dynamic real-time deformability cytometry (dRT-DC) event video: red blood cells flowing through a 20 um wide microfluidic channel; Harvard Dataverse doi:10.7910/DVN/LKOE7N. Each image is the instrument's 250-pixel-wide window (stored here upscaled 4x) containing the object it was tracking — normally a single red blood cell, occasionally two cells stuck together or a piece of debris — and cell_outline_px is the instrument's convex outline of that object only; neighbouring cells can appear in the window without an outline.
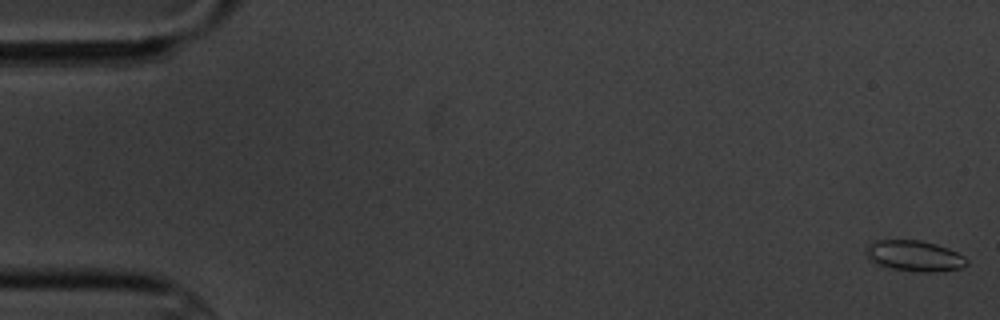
{"species": "common noctule bat (a hibernating species)", "species_latin": "Nyctalus noctula", "temperature_condition": "cold", "stored_images_in_passage": 8, "camera_frame_rate_fps": 3000, "um_per_image_px": 0.085, "animal": {"sex": "male", "body_mass_g": 20.1, "forearm_length_mm": 53.5}, "frame": {"image": 1, "passage_image": 1, "time_ms": 0.0, "image_size_px": [1000, 320], "cell_outline_px": [[968, 264], [960, 268], [936, 272], [920, 272], [892, 268], [868, 260], [864, 252], [868, 244], [872, 240], [920, 240], [936, 244], [948, 248], [964, 256], [968, 260]], "centroid_in_image_um": [77.7, 21.74], "position_along_channel_um": 7.3, "area_um2": 18.15}}
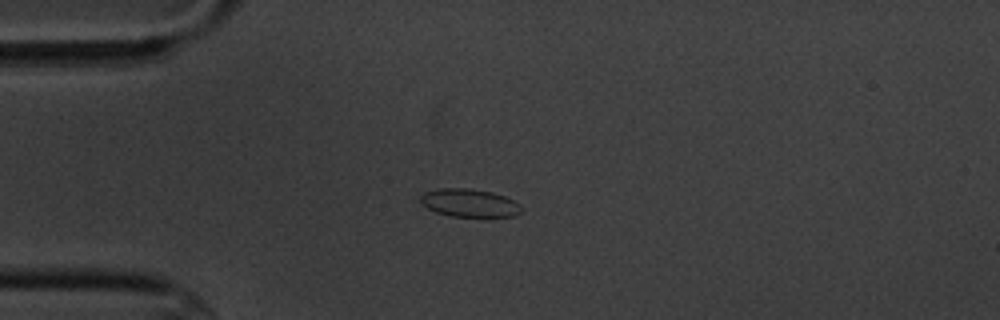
{"frame": {"image": 2, "passage_image": 5, "time_ms": 4.667, "image_size_px": [1000, 320], "cell_outline_px": [[524, 208], [520, 212], [512, 216], [452, 216], [436, 212], [420, 204], [420, 196], [424, 192], [440, 188], [468, 188], [492, 192], [504, 196], [520, 204]], "centroid_in_image_um": [39.88, 17.24], "position_along_channel_um": 45.1, "area_um2": 16.42}}
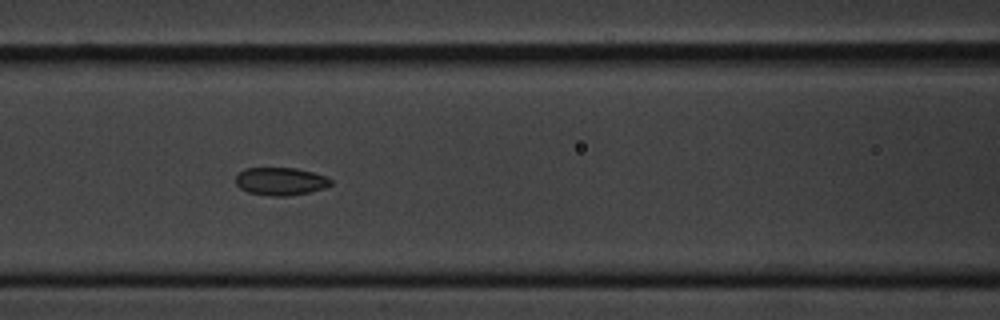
{"frame": {"image": 3, "passage_image": 8, "time_ms": 8.0, "image_size_px": [1000, 320], "cell_outline_px": [[332, 184], [324, 188], [308, 192], [284, 196], [272, 196], [248, 192], [240, 188], [236, 184], [236, 176], [244, 168], [296, 168], [328, 176], [332, 180]], "centroid_in_image_um": [23.86, 15.4], "position_along_channel_um": 142.7, "area_um2": 15.37}}